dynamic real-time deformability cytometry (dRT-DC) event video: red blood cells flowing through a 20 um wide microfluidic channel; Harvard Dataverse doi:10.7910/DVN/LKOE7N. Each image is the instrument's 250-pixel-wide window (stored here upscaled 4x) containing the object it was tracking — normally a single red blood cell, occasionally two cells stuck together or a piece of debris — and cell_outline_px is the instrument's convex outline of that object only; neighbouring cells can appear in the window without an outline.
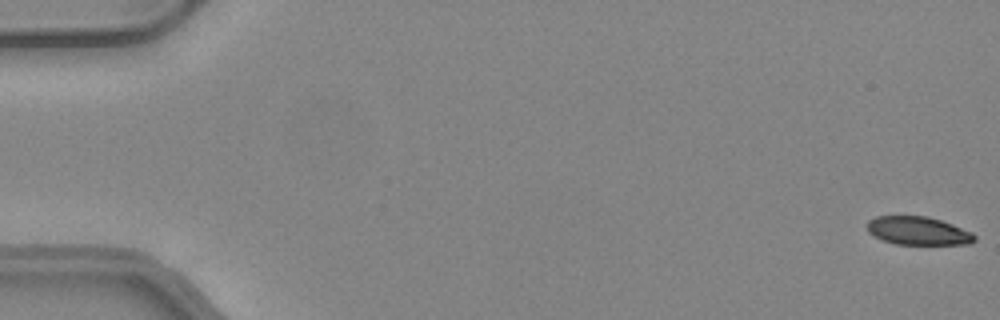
{"species": "common noctule bat (a hibernating species)", "species_latin": "Nyctalus noctula", "temperature_condition": "warm", "stored_images_in_passage": 28, "camera_frame_rate_fps": 3000, "um_per_image_px": 0.085, "animal": {"sex": "female", "body_mass_g": 24.6, "forearm_length_mm": 56.2}, "frame": {"image": 1, "passage_image": 1, "time_ms": 0.0, "image_size_px": [1000, 320], "cell_outline_px": [[976, 240], [968, 244], [896, 244], [884, 240], [868, 232], [868, 220], [876, 216], [928, 216], [952, 224], [972, 232], [976, 236]], "centroid_in_image_um": [78.06, 19.61], "position_along_channel_um": 6.9, "area_um2": 17.57}}
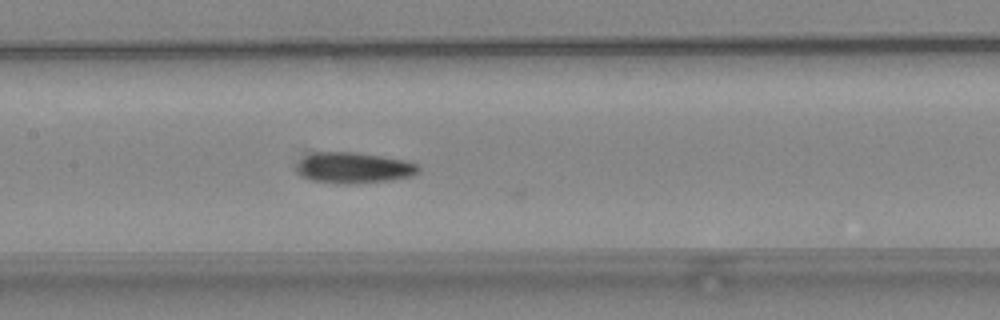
{"frame": {"image": 2, "passage_image": 25, "time_ms": 8.0, "image_size_px": [1000, 320], "cell_outline_px": [[420, 168], [412, 176], [388, 180], [344, 184], [312, 180], [304, 176], [296, 168], [296, 164], [304, 156], [312, 152], [356, 152], [404, 160], [416, 164]], "centroid_in_image_um": [30.04, 14.25], "position_along_channel_um": 177.4, "area_um2": 21.56}}